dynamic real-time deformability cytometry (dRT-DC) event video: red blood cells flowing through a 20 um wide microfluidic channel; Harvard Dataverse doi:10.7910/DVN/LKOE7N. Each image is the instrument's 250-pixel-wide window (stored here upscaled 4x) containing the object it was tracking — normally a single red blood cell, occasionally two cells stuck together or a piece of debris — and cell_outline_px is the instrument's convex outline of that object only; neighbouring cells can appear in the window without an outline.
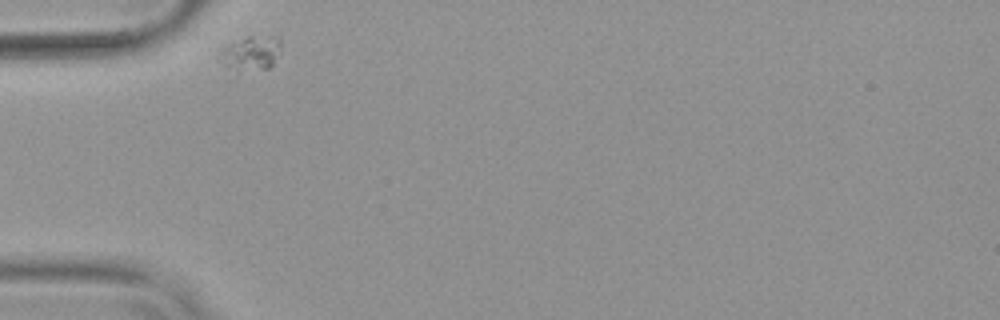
{"species": "common noctule bat (a hibernating species)", "species_latin": "Nyctalus noctula", "temperature_condition": "warm", "stored_images_in_passage": 32, "camera_frame_rate_fps": 3000, "um_per_image_px": 0.085, "animal": {"sex": "female", "body_mass_g": 19.9}, "frame": {"image": 1, "passage_image": 1, "time_ms": 0.0, "image_size_px": [1000, 320], "cell_outline_px": [[280, 52], [272, 64], [268, 68], [260, 68], [228, 64], [220, 48], [248, 36], [252, 36], [280, 40]], "centroid_in_image_um": [21.44, 4.42], "position_along_channel_um": 63.6, "area_um2": 10.46}}
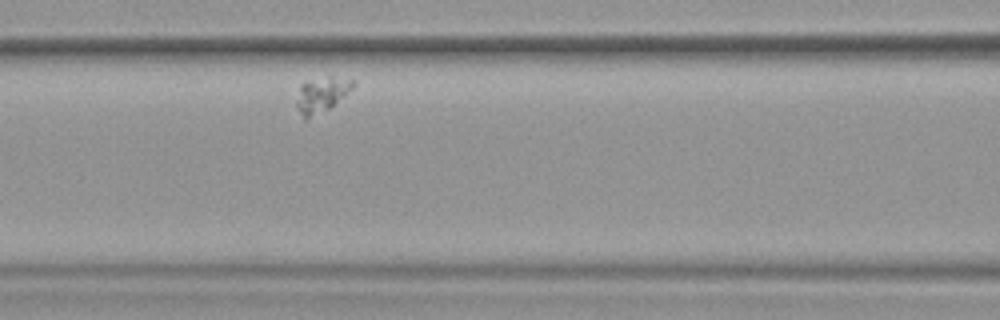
{"frame": {"image": 2, "passage_image": 9, "time_ms": 2.667, "image_size_px": [1000, 320], "cell_outline_px": [[356, 84], [352, 88], [328, 108], [308, 120], [304, 120], [296, 104], [300, 84], [332, 76], [356, 80]], "centroid_in_image_um": [27.33, 8.06], "position_along_channel_um": 139.3, "area_um2": 11.16}}
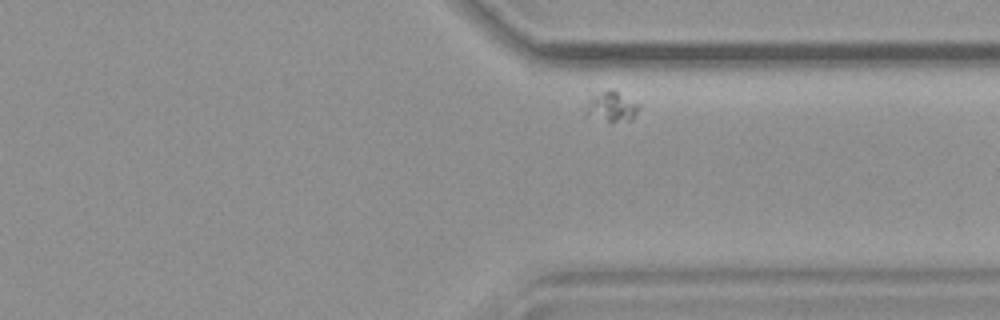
{"frame": {"image": 3, "passage_image": 30, "time_ms": 9.667, "image_size_px": [1000, 320], "cell_outline_px": [[640, 104], [632, 120], [612, 124], [584, 116], [584, 104], [592, 96], [608, 88], [612, 88]], "centroid_in_image_um": [51.91, 9.1], "position_along_channel_um": 359.5, "area_um2": 10.0}}